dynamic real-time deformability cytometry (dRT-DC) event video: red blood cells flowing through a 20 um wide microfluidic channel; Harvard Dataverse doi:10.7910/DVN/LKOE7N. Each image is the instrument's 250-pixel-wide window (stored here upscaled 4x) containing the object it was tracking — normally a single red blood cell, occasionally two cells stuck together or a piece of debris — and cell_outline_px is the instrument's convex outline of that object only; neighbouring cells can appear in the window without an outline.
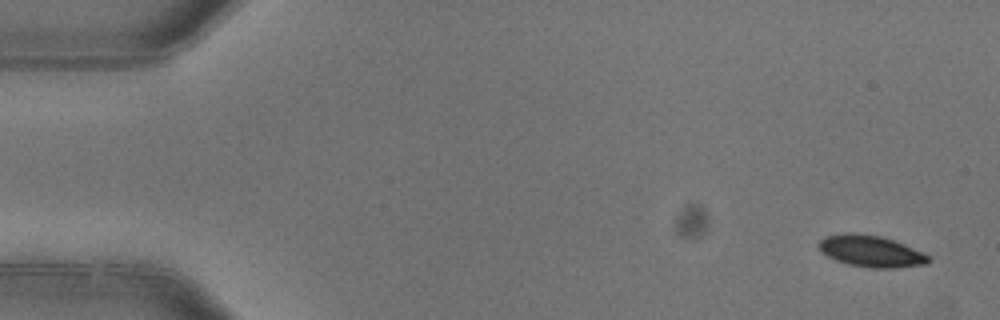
{"species": "common noctule bat (a hibernating species)", "species_latin": "Nyctalus noctula", "temperature_condition": "warm", "stored_images_in_passage": 3, "camera_frame_rate_fps": 3000, "um_per_image_px": 0.085, "animal": {"sex": "female"}, "frame": {"image": 1, "passage_image": 1, "time_ms": 0.0, "image_size_px": [1000, 320], "cell_outline_px": [[928, 260], [924, 264], [892, 268], [872, 268], [848, 264], [836, 260], [820, 252], [820, 240], [824, 236], [844, 232], [852, 232], [880, 236], [904, 244], [924, 252], [928, 256]], "centroid_in_image_um": [73.99, 21.34], "position_along_channel_um": 11.0, "area_um2": 20.0}}